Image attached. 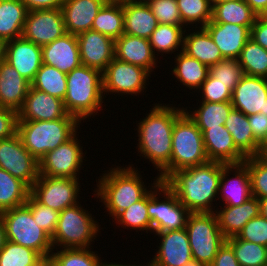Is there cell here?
<instances>
[{
	"instance_id": "1",
	"label": "cell",
	"mask_w": 267,
	"mask_h": 266,
	"mask_svg": "<svg viewBox=\"0 0 267 266\" xmlns=\"http://www.w3.org/2000/svg\"><path fill=\"white\" fill-rule=\"evenodd\" d=\"M161 101L146 112L142 121L136 124L140 157L151 162L157 169L159 180L164 182L171 175L172 133L175 120L184 112L183 106ZM170 104V105H169ZM176 106V107H174ZM180 107V108H179Z\"/></svg>"
},
{
	"instance_id": "2",
	"label": "cell",
	"mask_w": 267,
	"mask_h": 266,
	"mask_svg": "<svg viewBox=\"0 0 267 266\" xmlns=\"http://www.w3.org/2000/svg\"><path fill=\"white\" fill-rule=\"evenodd\" d=\"M222 170V162L208 161L173 172L164 184L190 213L215 212Z\"/></svg>"
},
{
	"instance_id": "3",
	"label": "cell",
	"mask_w": 267,
	"mask_h": 266,
	"mask_svg": "<svg viewBox=\"0 0 267 266\" xmlns=\"http://www.w3.org/2000/svg\"><path fill=\"white\" fill-rule=\"evenodd\" d=\"M111 166L114 167H109V170L103 171L98 180L96 179L98 184L96 183L93 191L94 198L97 197L103 203L105 212L113 220L123 210L140 201L160 180L155 176L153 183H149L151 186L148 184L147 187L140 168L138 170L133 164L125 167L116 164Z\"/></svg>"
},
{
	"instance_id": "4",
	"label": "cell",
	"mask_w": 267,
	"mask_h": 266,
	"mask_svg": "<svg viewBox=\"0 0 267 266\" xmlns=\"http://www.w3.org/2000/svg\"><path fill=\"white\" fill-rule=\"evenodd\" d=\"M66 79L67 92L63 102L68 114L80 122H87L103 110L105 97L101 71L80 65L68 73Z\"/></svg>"
},
{
	"instance_id": "5",
	"label": "cell",
	"mask_w": 267,
	"mask_h": 266,
	"mask_svg": "<svg viewBox=\"0 0 267 266\" xmlns=\"http://www.w3.org/2000/svg\"><path fill=\"white\" fill-rule=\"evenodd\" d=\"M80 124L70 114L50 121L18 120L17 133L24 147L39 162L48 151L54 150L80 130Z\"/></svg>"
},
{
	"instance_id": "6",
	"label": "cell",
	"mask_w": 267,
	"mask_h": 266,
	"mask_svg": "<svg viewBox=\"0 0 267 266\" xmlns=\"http://www.w3.org/2000/svg\"><path fill=\"white\" fill-rule=\"evenodd\" d=\"M79 203L62 210L57 228L51 237L53 248H91L99 236L100 224L94 215Z\"/></svg>"
},
{
	"instance_id": "7",
	"label": "cell",
	"mask_w": 267,
	"mask_h": 266,
	"mask_svg": "<svg viewBox=\"0 0 267 266\" xmlns=\"http://www.w3.org/2000/svg\"><path fill=\"white\" fill-rule=\"evenodd\" d=\"M209 161L202 132L184 111L176 120L172 133L171 174L177 170Z\"/></svg>"
},
{
	"instance_id": "8",
	"label": "cell",
	"mask_w": 267,
	"mask_h": 266,
	"mask_svg": "<svg viewBox=\"0 0 267 266\" xmlns=\"http://www.w3.org/2000/svg\"><path fill=\"white\" fill-rule=\"evenodd\" d=\"M6 240L31 248L43 258H50L53 250L51 236L37 226L31 210L24 204L1 213Z\"/></svg>"
},
{
	"instance_id": "9",
	"label": "cell",
	"mask_w": 267,
	"mask_h": 266,
	"mask_svg": "<svg viewBox=\"0 0 267 266\" xmlns=\"http://www.w3.org/2000/svg\"><path fill=\"white\" fill-rule=\"evenodd\" d=\"M185 229L193 259L209 266L226 241L215 212L189 213Z\"/></svg>"
},
{
	"instance_id": "10",
	"label": "cell",
	"mask_w": 267,
	"mask_h": 266,
	"mask_svg": "<svg viewBox=\"0 0 267 266\" xmlns=\"http://www.w3.org/2000/svg\"><path fill=\"white\" fill-rule=\"evenodd\" d=\"M147 212L152 223V233L185 228L190 213L162 181L157 182L147 193Z\"/></svg>"
},
{
	"instance_id": "11",
	"label": "cell",
	"mask_w": 267,
	"mask_h": 266,
	"mask_svg": "<svg viewBox=\"0 0 267 266\" xmlns=\"http://www.w3.org/2000/svg\"><path fill=\"white\" fill-rule=\"evenodd\" d=\"M149 77L151 78V74L146 69L114 57L102 72L104 97L114 93L118 97L124 95L138 97L141 93L144 95L150 83Z\"/></svg>"
},
{
	"instance_id": "12",
	"label": "cell",
	"mask_w": 267,
	"mask_h": 266,
	"mask_svg": "<svg viewBox=\"0 0 267 266\" xmlns=\"http://www.w3.org/2000/svg\"><path fill=\"white\" fill-rule=\"evenodd\" d=\"M78 131L39 161V176L79 179L86 152L78 139ZM84 151V152H83ZM85 153V154H84Z\"/></svg>"
},
{
	"instance_id": "13",
	"label": "cell",
	"mask_w": 267,
	"mask_h": 266,
	"mask_svg": "<svg viewBox=\"0 0 267 266\" xmlns=\"http://www.w3.org/2000/svg\"><path fill=\"white\" fill-rule=\"evenodd\" d=\"M81 179L39 176L30 195L40 204L61 212L81 199ZM79 198V199H78Z\"/></svg>"
},
{
	"instance_id": "14",
	"label": "cell",
	"mask_w": 267,
	"mask_h": 266,
	"mask_svg": "<svg viewBox=\"0 0 267 266\" xmlns=\"http://www.w3.org/2000/svg\"><path fill=\"white\" fill-rule=\"evenodd\" d=\"M0 168L23 181L29 188L39 177V162L24 147L18 133L0 140Z\"/></svg>"
},
{
	"instance_id": "15",
	"label": "cell",
	"mask_w": 267,
	"mask_h": 266,
	"mask_svg": "<svg viewBox=\"0 0 267 266\" xmlns=\"http://www.w3.org/2000/svg\"><path fill=\"white\" fill-rule=\"evenodd\" d=\"M66 32L62 9L28 11L22 37L44 46L58 39Z\"/></svg>"
},
{
	"instance_id": "16",
	"label": "cell",
	"mask_w": 267,
	"mask_h": 266,
	"mask_svg": "<svg viewBox=\"0 0 267 266\" xmlns=\"http://www.w3.org/2000/svg\"><path fill=\"white\" fill-rule=\"evenodd\" d=\"M160 239L156 255L150 258L152 266H183L193 259L188 234L185 228L180 230L152 233Z\"/></svg>"
},
{
	"instance_id": "17",
	"label": "cell",
	"mask_w": 267,
	"mask_h": 266,
	"mask_svg": "<svg viewBox=\"0 0 267 266\" xmlns=\"http://www.w3.org/2000/svg\"><path fill=\"white\" fill-rule=\"evenodd\" d=\"M233 173V174H232ZM233 175L230 177V175ZM252 197L250 174L244 163L225 164L218 190V203L226 206H239Z\"/></svg>"
},
{
	"instance_id": "18",
	"label": "cell",
	"mask_w": 267,
	"mask_h": 266,
	"mask_svg": "<svg viewBox=\"0 0 267 266\" xmlns=\"http://www.w3.org/2000/svg\"><path fill=\"white\" fill-rule=\"evenodd\" d=\"M231 104L247 116L267 115V78L244 75L232 92Z\"/></svg>"
},
{
	"instance_id": "19",
	"label": "cell",
	"mask_w": 267,
	"mask_h": 266,
	"mask_svg": "<svg viewBox=\"0 0 267 266\" xmlns=\"http://www.w3.org/2000/svg\"><path fill=\"white\" fill-rule=\"evenodd\" d=\"M81 65L103 72L114 59L115 41L94 30L77 35Z\"/></svg>"
},
{
	"instance_id": "20",
	"label": "cell",
	"mask_w": 267,
	"mask_h": 266,
	"mask_svg": "<svg viewBox=\"0 0 267 266\" xmlns=\"http://www.w3.org/2000/svg\"><path fill=\"white\" fill-rule=\"evenodd\" d=\"M5 61L32 82L42 65V48L21 37L7 41Z\"/></svg>"
},
{
	"instance_id": "21",
	"label": "cell",
	"mask_w": 267,
	"mask_h": 266,
	"mask_svg": "<svg viewBox=\"0 0 267 266\" xmlns=\"http://www.w3.org/2000/svg\"><path fill=\"white\" fill-rule=\"evenodd\" d=\"M67 114L63 100L31 86L23 107L18 111V120L50 121Z\"/></svg>"
},
{
	"instance_id": "22",
	"label": "cell",
	"mask_w": 267,
	"mask_h": 266,
	"mask_svg": "<svg viewBox=\"0 0 267 266\" xmlns=\"http://www.w3.org/2000/svg\"><path fill=\"white\" fill-rule=\"evenodd\" d=\"M42 48V63L66 74L81 65L77 35L65 33Z\"/></svg>"
},
{
	"instance_id": "23",
	"label": "cell",
	"mask_w": 267,
	"mask_h": 266,
	"mask_svg": "<svg viewBox=\"0 0 267 266\" xmlns=\"http://www.w3.org/2000/svg\"><path fill=\"white\" fill-rule=\"evenodd\" d=\"M251 27L209 21L204 28L218 46L224 59H238L244 45L250 39Z\"/></svg>"
},
{
	"instance_id": "24",
	"label": "cell",
	"mask_w": 267,
	"mask_h": 266,
	"mask_svg": "<svg viewBox=\"0 0 267 266\" xmlns=\"http://www.w3.org/2000/svg\"><path fill=\"white\" fill-rule=\"evenodd\" d=\"M115 58L146 69L150 74L160 62L154 54L149 39L122 34L115 40Z\"/></svg>"
},
{
	"instance_id": "25",
	"label": "cell",
	"mask_w": 267,
	"mask_h": 266,
	"mask_svg": "<svg viewBox=\"0 0 267 266\" xmlns=\"http://www.w3.org/2000/svg\"><path fill=\"white\" fill-rule=\"evenodd\" d=\"M200 131L202 132L205 151L209 161L239 164L243 163L247 158L236 147L230 132L224 125Z\"/></svg>"
},
{
	"instance_id": "26",
	"label": "cell",
	"mask_w": 267,
	"mask_h": 266,
	"mask_svg": "<svg viewBox=\"0 0 267 266\" xmlns=\"http://www.w3.org/2000/svg\"><path fill=\"white\" fill-rule=\"evenodd\" d=\"M106 0H64L62 13L67 33L78 35L91 30L94 18Z\"/></svg>"
},
{
	"instance_id": "27",
	"label": "cell",
	"mask_w": 267,
	"mask_h": 266,
	"mask_svg": "<svg viewBox=\"0 0 267 266\" xmlns=\"http://www.w3.org/2000/svg\"><path fill=\"white\" fill-rule=\"evenodd\" d=\"M31 82L5 60L0 62V106L19 111L29 92Z\"/></svg>"
},
{
	"instance_id": "28",
	"label": "cell",
	"mask_w": 267,
	"mask_h": 266,
	"mask_svg": "<svg viewBox=\"0 0 267 266\" xmlns=\"http://www.w3.org/2000/svg\"><path fill=\"white\" fill-rule=\"evenodd\" d=\"M215 214L224 237L237 236L250 219L260 215L259 200L252 196L239 206L223 205L216 208Z\"/></svg>"
},
{
	"instance_id": "29",
	"label": "cell",
	"mask_w": 267,
	"mask_h": 266,
	"mask_svg": "<svg viewBox=\"0 0 267 266\" xmlns=\"http://www.w3.org/2000/svg\"><path fill=\"white\" fill-rule=\"evenodd\" d=\"M182 51L208 67L224 60L218 46L204 27H197V30L196 27L186 29Z\"/></svg>"
},
{
	"instance_id": "30",
	"label": "cell",
	"mask_w": 267,
	"mask_h": 266,
	"mask_svg": "<svg viewBox=\"0 0 267 266\" xmlns=\"http://www.w3.org/2000/svg\"><path fill=\"white\" fill-rule=\"evenodd\" d=\"M124 12V34L149 39L158 26L157 18L147 4L122 0Z\"/></svg>"
},
{
	"instance_id": "31",
	"label": "cell",
	"mask_w": 267,
	"mask_h": 266,
	"mask_svg": "<svg viewBox=\"0 0 267 266\" xmlns=\"http://www.w3.org/2000/svg\"><path fill=\"white\" fill-rule=\"evenodd\" d=\"M224 126L230 132L236 147L246 157L260 155L262 145L254 138L247 115L233 108Z\"/></svg>"
},
{
	"instance_id": "32",
	"label": "cell",
	"mask_w": 267,
	"mask_h": 266,
	"mask_svg": "<svg viewBox=\"0 0 267 266\" xmlns=\"http://www.w3.org/2000/svg\"><path fill=\"white\" fill-rule=\"evenodd\" d=\"M176 53L177 55H174L173 61L175 65L171 68V75H174L173 78L177 79L175 82L182 83V86H185V88L189 87L188 89L192 95L193 92H197L202 83L207 79L209 67L202 64L196 58L188 56L183 51Z\"/></svg>"
},
{
	"instance_id": "33",
	"label": "cell",
	"mask_w": 267,
	"mask_h": 266,
	"mask_svg": "<svg viewBox=\"0 0 267 266\" xmlns=\"http://www.w3.org/2000/svg\"><path fill=\"white\" fill-rule=\"evenodd\" d=\"M28 10L21 0L0 1V38L6 42L22 36Z\"/></svg>"
},
{
	"instance_id": "34",
	"label": "cell",
	"mask_w": 267,
	"mask_h": 266,
	"mask_svg": "<svg viewBox=\"0 0 267 266\" xmlns=\"http://www.w3.org/2000/svg\"><path fill=\"white\" fill-rule=\"evenodd\" d=\"M257 16L244 0L213 2L211 21L252 26Z\"/></svg>"
},
{
	"instance_id": "35",
	"label": "cell",
	"mask_w": 267,
	"mask_h": 266,
	"mask_svg": "<svg viewBox=\"0 0 267 266\" xmlns=\"http://www.w3.org/2000/svg\"><path fill=\"white\" fill-rule=\"evenodd\" d=\"M186 28L188 27L185 25L158 24L149 38V43L157 58L164 56V54H170L171 57V54H176L174 52L183 50Z\"/></svg>"
},
{
	"instance_id": "36",
	"label": "cell",
	"mask_w": 267,
	"mask_h": 266,
	"mask_svg": "<svg viewBox=\"0 0 267 266\" xmlns=\"http://www.w3.org/2000/svg\"><path fill=\"white\" fill-rule=\"evenodd\" d=\"M197 104L199 106L188 110V106L184 108V111L189 115V117L196 123L200 130H207L209 128L219 127V125H224L225 120L230 114L233 106L231 101L227 102H207L199 101Z\"/></svg>"
},
{
	"instance_id": "37",
	"label": "cell",
	"mask_w": 267,
	"mask_h": 266,
	"mask_svg": "<svg viewBox=\"0 0 267 266\" xmlns=\"http://www.w3.org/2000/svg\"><path fill=\"white\" fill-rule=\"evenodd\" d=\"M91 30L106 35L114 41L124 34L122 0L106 2L94 18Z\"/></svg>"
},
{
	"instance_id": "38",
	"label": "cell",
	"mask_w": 267,
	"mask_h": 266,
	"mask_svg": "<svg viewBox=\"0 0 267 266\" xmlns=\"http://www.w3.org/2000/svg\"><path fill=\"white\" fill-rule=\"evenodd\" d=\"M91 249L94 248H53L50 260L53 266H107L98 251Z\"/></svg>"
},
{
	"instance_id": "39",
	"label": "cell",
	"mask_w": 267,
	"mask_h": 266,
	"mask_svg": "<svg viewBox=\"0 0 267 266\" xmlns=\"http://www.w3.org/2000/svg\"><path fill=\"white\" fill-rule=\"evenodd\" d=\"M30 195V188L20 179L0 168V213L22 206Z\"/></svg>"
},
{
	"instance_id": "40",
	"label": "cell",
	"mask_w": 267,
	"mask_h": 266,
	"mask_svg": "<svg viewBox=\"0 0 267 266\" xmlns=\"http://www.w3.org/2000/svg\"><path fill=\"white\" fill-rule=\"evenodd\" d=\"M66 78V73L42 63L41 68L37 71L34 80L31 82V86L63 100L67 92Z\"/></svg>"
},
{
	"instance_id": "41",
	"label": "cell",
	"mask_w": 267,
	"mask_h": 266,
	"mask_svg": "<svg viewBox=\"0 0 267 266\" xmlns=\"http://www.w3.org/2000/svg\"><path fill=\"white\" fill-rule=\"evenodd\" d=\"M113 222L121 228L135 230L136 232L152 233V223L147 212V194L138 202L123 210ZM145 230V231H144ZM149 233H148V232Z\"/></svg>"
},
{
	"instance_id": "42",
	"label": "cell",
	"mask_w": 267,
	"mask_h": 266,
	"mask_svg": "<svg viewBox=\"0 0 267 266\" xmlns=\"http://www.w3.org/2000/svg\"><path fill=\"white\" fill-rule=\"evenodd\" d=\"M244 75L267 78V50L251 38L238 58Z\"/></svg>"
},
{
	"instance_id": "43",
	"label": "cell",
	"mask_w": 267,
	"mask_h": 266,
	"mask_svg": "<svg viewBox=\"0 0 267 266\" xmlns=\"http://www.w3.org/2000/svg\"><path fill=\"white\" fill-rule=\"evenodd\" d=\"M182 23L190 26L205 27L212 19V0H176ZM196 24V25H195ZM201 25V26H200Z\"/></svg>"
},
{
	"instance_id": "44",
	"label": "cell",
	"mask_w": 267,
	"mask_h": 266,
	"mask_svg": "<svg viewBox=\"0 0 267 266\" xmlns=\"http://www.w3.org/2000/svg\"><path fill=\"white\" fill-rule=\"evenodd\" d=\"M240 266H267V247L233 236L226 239Z\"/></svg>"
},
{
	"instance_id": "45",
	"label": "cell",
	"mask_w": 267,
	"mask_h": 266,
	"mask_svg": "<svg viewBox=\"0 0 267 266\" xmlns=\"http://www.w3.org/2000/svg\"><path fill=\"white\" fill-rule=\"evenodd\" d=\"M43 259L35 250L9 240L0 251V266H36Z\"/></svg>"
},
{
	"instance_id": "46",
	"label": "cell",
	"mask_w": 267,
	"mask_h": 266,
	"mask_svg": "<svg viewBox=\"0 0 267 266\" xmlns=\"http://www.w3.org/2000/svg\"><path fill=\"white\" fill-rule=\"evenodd\" d=\"M249 171L252 196L267 198V160L260 155L249 156L243 162Z\"/></svg>"
},
{
	"instance_id": "47",
	"label": "cell",
	"mask_w": 267,
	"mask_h": 266,
	"mask_svg": "<svg viewBox=\"0 0 267 266\" xmlns=\"http://www.w3.org/2000/svg\"><path fill=\"white\" fill-rule=\"evenodd\" d=\"M209 74L233 92L235 86L244 76L242 66L238 59H224L209 67Z\"/></svg>"
},
{
	"instance_id": "48",
	"label": "cell",
	"mask_w": 267,
	"mask_h": 266,
	"mask_svg": "<svg viewBox=\"0 0 267 266\" xmlns=\"http://www.w3.org/2000/svg\"><path fill=\"white\" fill-rule=\"evenodd\" d=\"M25 205L31 210L36 225L52 237L57 228L60 212L38 203L31 195L28 196Z\"/></svg>"
},
{
	"instance_id": "49",
	"label": "cell",
	"mask_w": 267,
	"mask_h": 266,
	"mask_svg": "<svg viewBox=\"0 0 267 266\" xmlns=\"http://www.w3.org/2000/svg\"><path fill=\"white\" fill-rule=\"evenodd\" d=\"M197 91L201 94L200 101L220 103L231 101L232 98V91L226 84L219 82L218 79L213 78L210 74Z\"/></svg>"
},
{
	"instance_id": "50",
	"label": "cell",
	"mask_w": 267,
	"mask_h": 266,
	"mask_svg": "<svg viewBox=\"0 0 267 266\" xmlns=\"http://www.w3.org/2000/svg\"><path fill=\"white\" fill-rule=\"evenodd\" d=\"M160 24L184 25L176 0H155L148 4Z\"/></svg>"
},
{
	"instance_id": "51",
	"label": "cell",
	"mask_w": 267,
	"mask_h": 266,
	"mask_svg": "<svg viewBox=\"0 0 267 266\" xmlns=\"http://www.w3.org/2000/svg\"><path fill=\"white\" fill-rule=\"evenodd\" d=\"M237 237L267 247V219L261 215L250 219Z\"/></svg>"
},
{
	"instance_id": "52",
	"label": "cell",
	"mask_w": 267,
	"mask_h": 266,
	"mask_svg": "<svg viewBox=\"0 0 267 266\" xmlns=\"http://www.w3.org/2000/svg\"><path fill=\"white\" fill-rule=\"evenodd\" d=\"M18 112L0 106V140L17 133Z\"/></svg>"
},
{
	"instance_id": "53",
	"label": "cell",
	"mask_w": 267,
	"mask_h": 266,
	"mask_svg": "<svg viewBox=\"0 0 267 266\" xmlns=\"http://www.w3.org/2000/svg\"><path fill=\"white\" fill-rule=\"evenodd\" d=\"M254 138L263 146L267 142V115L257 113L248 116Z\"/></svg>"
},
{
	"instance_id": "54",
	"label": "cell",
	"mask_w": 267,
	"mask_h": 266,
	"mask_svg": "<svg viewBox=\"0 0 267 266\" xmlns=\"http://www.w3.org/2000/svg\"><path fill=\"white\" fill-rule=\"evenodd\" d=\"M250 38L267 50V15L257 16L250 29Z\"/></svg>"
},
{
	"instance_id": "55",
	"label": "cell",
	"mask_w": 267,
	"mask_h": 266,
	"mask_svg": "<svg viewBox=\"0 0 267 266\" xmlns=\"http://www.w3.org/2000/svg\"><path fill=\"white\" fill-rule=\"evenodd\" d=\"M209 266H240L232 247L225 241Z\"/></svg>"
},
{
	"instance_id": "56",
	"label": "cell",
	"mask_w": 267,
	"mask_h": 266,
	"mask_svg": "<svg viewBox=\"0 0 267 266\" xmlns=\"http://www.w3.org/2000/svg\"><path fill=\"white\" fill-rule=\"evenodd\" d=\"M28 11L58 9L62 7L64 0H21Z\"/></svg>"
},
{
	"instance_id": "57",
	"label": "cell",
	"mask_w": 267,
	"mask_h": 266,
	"mask_svg": "<svg viewBox=\"0 0 267 266\" xmlns=\"http://www.w3.org/2000/svg\"><path fill=\"white\" fill-rule=\"evenodd\" d=\"M251 9L258 15H267V0H244Z\"/></svg>"
},
{
	"instance_id": "58",
	"label": "cell",
	"mask_w": 267,
	"mask_h": 266,
	"mask_svg": "<svg viewBox=\"0 0 267 266\" xmlns=\"http://www.w3.org/2000/svg\"><path fill=\"white\" fill-rule=\"evenodd\" d=\"M6 241L7 240H6L4 222H3L1 214H0V251L3 249Z\"/></svg>"
},
{
	"instance_id": "59",
	"label": "cell",
	"mask_w": 267,
	"mask_h": 266,
	"mask_svg": "<svg viewBox=\"0 0 267 266\" xmlns=\"http://www.w3.org/2000/svg\"><path fill=\"white\" fill-rule=\"evenodd\" d=\"M260 205V215L267 219V198L258 199Z\"/></svg>"
},
{
	"instance_id": "60",
	"label": "cell",
	"mask_w": 267,
	"mask_h": 266,
	"mask_svg": "<svg viewBox=\"0 0 267 266\" xmlns=\"http://www.w3.org/2000/svg\"><path fill=\"white\" fill-rule=\"evenodd\" d=\"M141 263H143V264H141ZM139 265H135V263L134 264H126V262H125V264H124V262L121 264L120 263V261L119 262H109L108 261V264H107V266H152V264L149 262V259H148V261H147V263L145 262V264H144V262H141Z\"/></svg>"
},
{
	"instance_id": "61",
	"label": "cell",
	"mask_w": 267,
	"mask_h": 266,
	"mask_svg": "<svg viewBox=\"0 0 267 266\" xmlns=\"http://www.w3.org/2000/svg\"><path fill=\"white\" fill-rule=\"evenodd\" d=\"M6 41L0 38V62L5 60Z\"/></svg>"
},
{
	"instance_id": "62",
	"label": "cell",
	"mask_w": 267,
	"mask_h": 266,
	"mask_svg": "<svg viewBox=\"0 0 267 266\" xmlns=\"http://www.w3.org/2000/svg\"><path fill=\"white\" fill-rule=\"evenodd\" d=\"M183 266H205V265L202 264L201 262H198L195 259H191L190 261H188L187 263H185Z\"/></svg>"
},
{
	"instance_id": "63",
	"label": "cell",
	"mask_w": 267,
	"mask_h": 266,
	"mask_svg": "<svg viewBox=\"0 0 267 266\" xmlns=\"http://www.w3.org/2000/svg\"><path fill=\"white\" fill-rule=\"evenodd\" d=\"M36 266H53L50 258H44L39 264Z\"/></svg>"
},
{
	"instance_id": "64",
	"label": "cell",
	"mask_w": 267,
	"mask_h": 266,
	"mask_svg": "<svg viewBox=\"0 0 267 266\" xmlns=\"http://www.w3.org/2000/svg\"><path fill=\"white\" fill-rule=\"evenodd\" d=\"M125 1H129V2H133V3H138V4H149L155 0H125Z\"/></svg>"
},
{
	"instance_id": "65",
	"label": "cell",
	"mask_w": 267,
	"mask_h": 266,
	"mask_svg": "<svg viewBox=\"0 0 267 266\" xmlns=\"http://www.w3.org/2000/svg\"><path fill=\"white\" fill-rule=\"evenodd\" d=\"M260 156L267 160V142L262 146Z\"/></svg>"
},
{
	"instance_id": "66",
	"label": "cell",
	"mask_w": 267,
	"mask_h": 266,
	"mask_svg": "<svg viewBox=\"0 0 267 266\" xmlns=\"http://www.w3.org/2000/svg\"><path fill=\"white\" fill-rule=\"evenodd\" d=\"M224 1H232V0H212V2H224Z\"/></svg>"
}]
</instances>
